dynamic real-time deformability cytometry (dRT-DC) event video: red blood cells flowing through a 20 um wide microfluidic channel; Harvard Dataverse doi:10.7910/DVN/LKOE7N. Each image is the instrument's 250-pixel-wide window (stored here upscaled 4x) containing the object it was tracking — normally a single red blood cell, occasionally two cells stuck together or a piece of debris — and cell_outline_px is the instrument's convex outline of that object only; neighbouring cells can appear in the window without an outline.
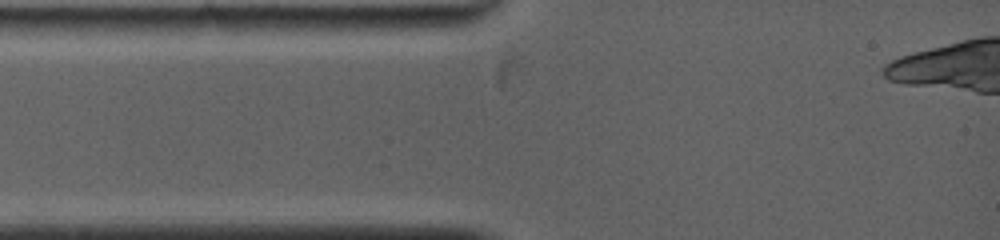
{"species": "common noctule bat (a hibernating species)", "species_latin": "Nyctalus noctula", "temperature_condition": "warm", "stored_images_in_passage": 2, "camera_frame_rate_fps": 5000, "um_per_image_px": 0.085, "animal": {"sex": "female", "body_mass_g": 19.0, "forearm_length_mm": 53.3}, "frame": {"image": 1, "passage_image": 1, "time_ms": 0.0, "image_size_px": [1000, 240], "cell_outline_px": [[464, 24], [388, 36], [300, 36], [292, 28], [304, 16], [448, 16]], "centroid_in_image_um": [31.4, 2.15], "position_along_channel_um": 53.6, "area_um2": 20.35}}